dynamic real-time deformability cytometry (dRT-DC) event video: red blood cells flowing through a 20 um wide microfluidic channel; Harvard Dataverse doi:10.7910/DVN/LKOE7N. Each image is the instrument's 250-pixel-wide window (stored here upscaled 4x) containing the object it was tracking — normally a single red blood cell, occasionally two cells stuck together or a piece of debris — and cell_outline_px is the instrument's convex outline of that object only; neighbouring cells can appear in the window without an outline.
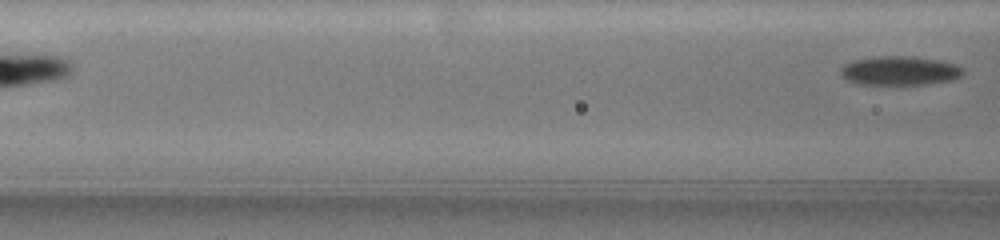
{"species": "common noctule bat (a hibernating species)", "species_latin": "Nyctalus noctula", "temperature_condition": "warm", "stored_images_in_passage": 8, "segment_of_instrument_passage": [2, 2], "camera_frame_rate_fps": 3000, "um_per_image_px": 0.085, "animal": {"sex": "female", "body_mass_g": 19.5, "forearm_length_mm": 54.1}, "frame": {"image": 1, "passage_image": 8, "time_ms": 6.333, "image_size_px": [1000, 240], "cell_outline_px": [[964, 72], [960, 76], [952, 80], [924, 84], [856, 84], [844, 80], [840, 76], [840, 68], [844, 64], [852, 60], [880, 56], [904, 56], [936, 60], [956, 64], [964, 68]], "centroid_in_image_um": [76.41, 6.02], "position_along_channel_um": 90.2, "area_um2": 20.75}}